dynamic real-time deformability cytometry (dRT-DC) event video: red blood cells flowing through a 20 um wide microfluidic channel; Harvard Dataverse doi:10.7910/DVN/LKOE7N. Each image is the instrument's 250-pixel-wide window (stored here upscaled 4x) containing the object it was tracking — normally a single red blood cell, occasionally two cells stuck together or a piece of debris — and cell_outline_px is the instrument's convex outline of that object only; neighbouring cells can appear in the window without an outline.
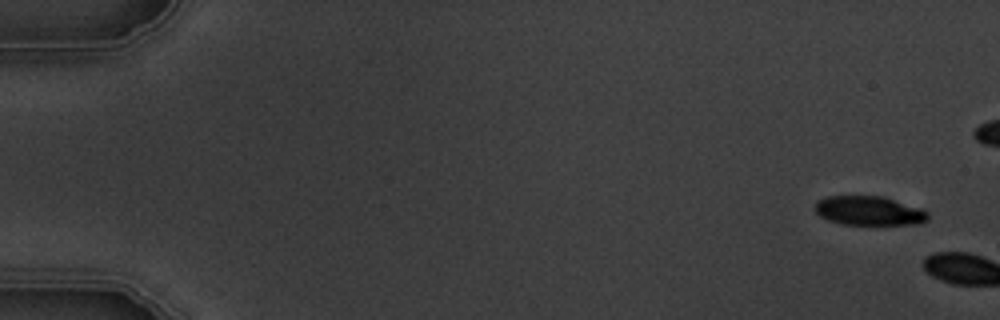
{"species": "common noctule bat (a hibernating species)", "species_latin": "Nyctalus noctula", "temperature_condition": "warm", "stored_images_in_passage": 2, "camera_frame_rate_fps": 3000, "um_per_image_px": 0.085, "animal": {"sex": "male", "body_mass_g": 19.5, "forearm_length_mm": 54.6}, "frame": {"image": 1, "passage_image": 1, "time_ms": 0.0, "image_size_px": [1000, 320], "cell_outline_px": [[928, 220], [920, 224], [840, 224], [828, 220], [820, 216], [816, 212], [816, 200], [828, 196], [884, 196], [920, 208], [928, 212]], "centroid_in_image_um": [73.87, 17.91], "position_along_channel_um": 11.1, "area_um2": 19.19}}